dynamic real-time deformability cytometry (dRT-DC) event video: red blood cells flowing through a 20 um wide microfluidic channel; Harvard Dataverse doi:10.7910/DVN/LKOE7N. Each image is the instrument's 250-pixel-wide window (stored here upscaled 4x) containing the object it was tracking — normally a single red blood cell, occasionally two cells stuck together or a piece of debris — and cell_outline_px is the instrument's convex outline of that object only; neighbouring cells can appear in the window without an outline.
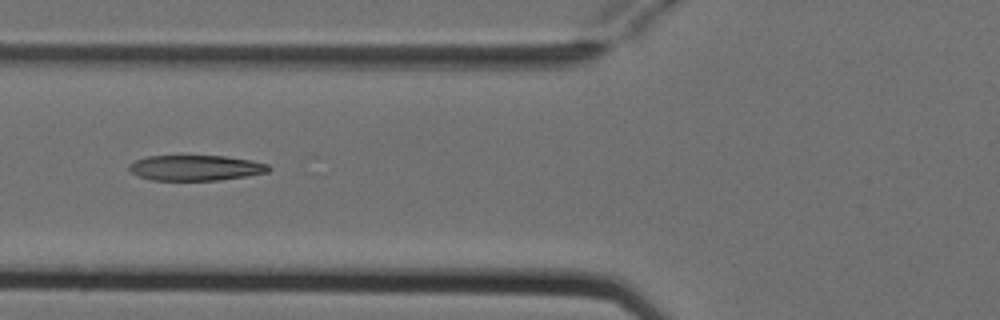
{"species": "Egyptian fruit bat (a non-hibernating species)", "species_latin": "Rousettus aegyptiacus", "temperature_condition": "cold", "stored_images_in_passage": 9, "camera_frame_rate_fps": 3000, "um_per_image_px": 0.085, "animal": {"sex": "female"}, "frame": {"image": 1, "passage_image": 6, "time_ms": 1.667, "image_size_px": [1000, 320], "cell_outline_px": [[272, 168], [268, 172], [248, 176], [216, 180], [152, 180], [136, 176], [128, 168], [128, 164], [136, 160], [148, 156], [224, 156], [252, 160], [268, 164]], "centroid_in_image_um": [16.64, 14.27], "position_along_channel_um": 109.2, "area_um2": 20.75}}
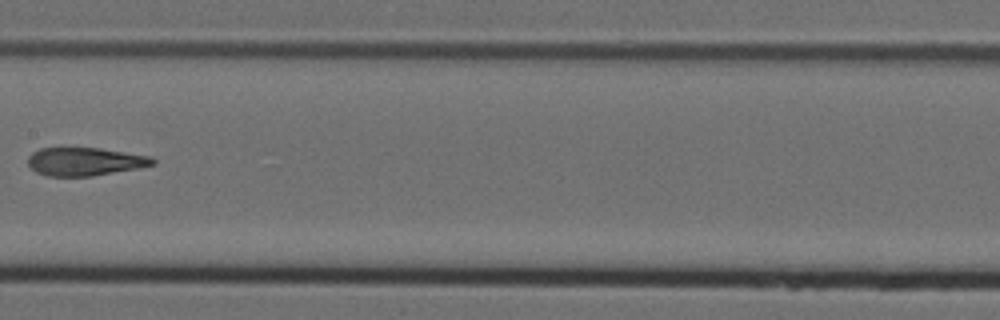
{"frame": {"image": 2, "passage_image": 8, "time_ms": 2.333, "image_size_px": [1000, 320], "cell_outline_px": [[156, 164], [136, 168], [92, 176], [48, 176], [36, 172], [28, 164], [28, 156], [32, 152], [40, 148], [100, 148], [152, 156], [156, 160]], "centroid_in_image_um": [7.22, 13.72], "position_along_channel_um": 200.2, "area_um2": 20.46}}
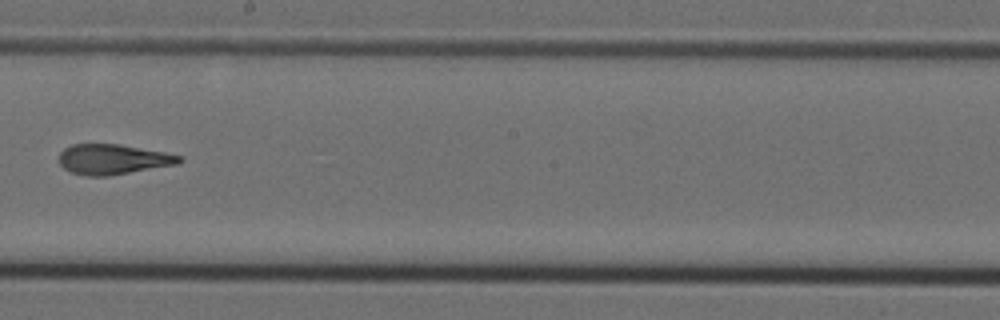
{"frame": {"image": 3, "passage_image": 9, "time_ms": 2.667, "image_size_px": [1000, 320], "cell_outline_px": [[184, 160], [180, 164], [108, 176], [84, 176], [72, 172], [64, 168], [60, 164], [60, 152], [64, 148], [72, 144], [120, 144], [164, 152], [184, 156]], "centroid_in_image_um": [9.65, 13.54], "position_along_channel_um": 238.5, "area_um2": 21.33}}